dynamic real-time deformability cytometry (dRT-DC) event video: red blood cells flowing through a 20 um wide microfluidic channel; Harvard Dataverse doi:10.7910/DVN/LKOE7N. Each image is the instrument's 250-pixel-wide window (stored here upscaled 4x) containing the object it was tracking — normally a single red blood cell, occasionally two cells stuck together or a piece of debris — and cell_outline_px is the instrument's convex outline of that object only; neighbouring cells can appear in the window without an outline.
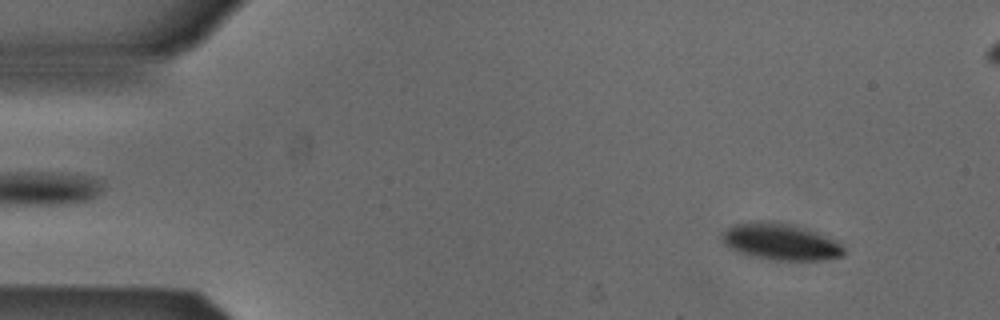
{"species": "Egyptian fruit bat (a non-hibernating species)", "species_latin": "Rousettus aegyptiacus", "temperature_condition": "cold", "stored_images_in_passage": 54, "camera_frame_rate_fps": 3000, "um_per_image_px": 0.085, "animal": {"sex": "male"}, "frame": {"image": 1, "passage_image": 5, "time_ms": 1.333, "image_size_px": [1000, 320], "cell_outline_px": [[844, 256], [828, 260], [772, 260], [740, 252], [728, 248], [720, 240], [720, 232], [732, 224], [756, 220], [772, 220], [812, 228], [836, 240], [844, 248]], "centroid_in_image_um": [66.34, 20.51], "position_along_channel_um": 18.7, "area_um2": 26.88}}
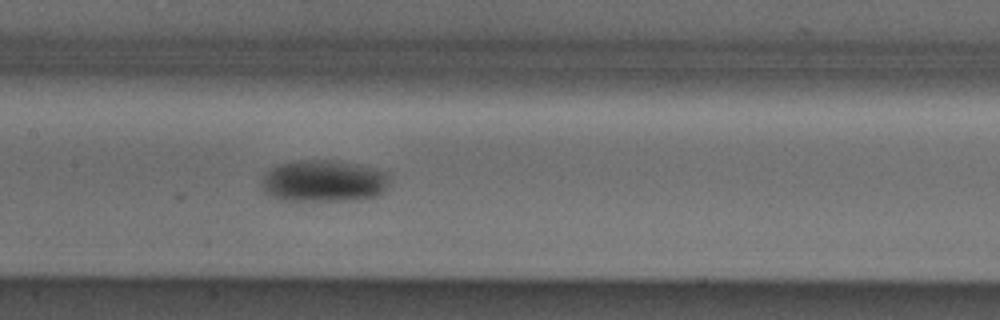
{"frame": {"image": 2, "passage_image": 25, "time_ms": 8.0, "image_size_px": [1000, 320], "cell_outline_px": [[388, 188], [384, 192], [376, 196], [348, 200], [280, 200], [264, 192], [260, 188], [264, 176], [272, 168], [280, 164], [296, 160], [340, 160], [360, 164], [388, 172]], "centroid_in_image_um": [27.54, 15.37], "position_along_channel_um": 179.9, "area_um2": 31.39}}
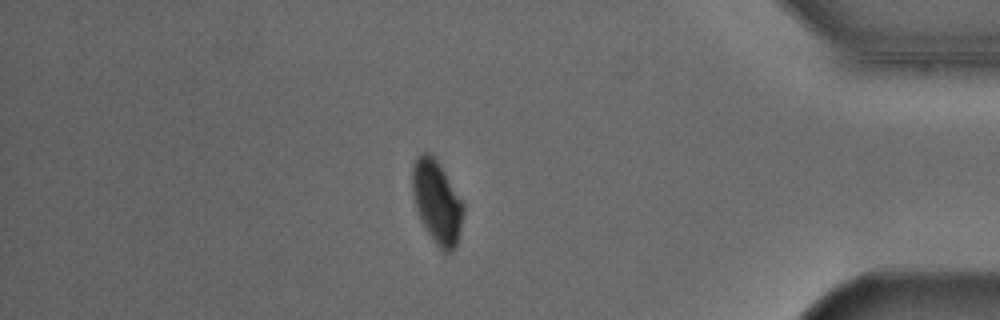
{"frame": {"image": 3, "passage_image": 45, "time_ms": 14.667, "image_size_px": [1000, 320], "cell_outline_px": [[464, 212], [460, 232], [456, 244], [452, 252], [444, 252], [436, 244], [428, 232], [416, 208], [412, 192], [412, 168], [416, 156], [424, 152], [428, 152], [436, 160], [444, 172], [464, 204]], "centroid_in_image_um": [37.14, 17.16], "position_along_channel_um": 398.1, "area_um2": 24.22}, "authors_computed_cell_mechanics": {"area_um2": 27.7151, "velocity_mm_per_s": 3.8307, "shape_relaxation_time_tau1_ms": 2.314, "shape_relaxation_time_tau2_ms": null, "deformation_change_tau1": 0.0717, "deformation_change_tau2": null}}